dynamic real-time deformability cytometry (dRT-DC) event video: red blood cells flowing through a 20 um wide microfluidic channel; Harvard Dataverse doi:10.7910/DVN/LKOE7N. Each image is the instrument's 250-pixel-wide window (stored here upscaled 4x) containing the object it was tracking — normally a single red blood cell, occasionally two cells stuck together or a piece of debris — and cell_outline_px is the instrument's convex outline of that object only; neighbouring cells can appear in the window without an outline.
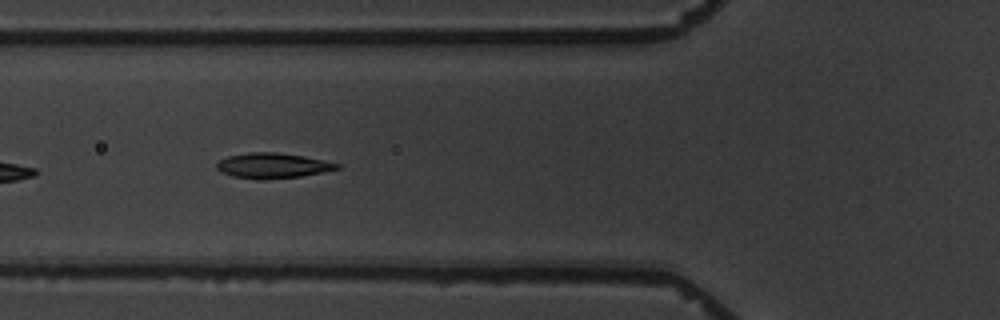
{"species": "common noctule bat (a hibernating species)", "species_latin": "Nyctalus noctula", "temperature_condition": "warm", "stored_images_in_passage": 9, "camera_frame_rate_fps": 3000, "um_per_image_px": 0.085, "animal": {"sex": "male", "body_mass_g": 19.5, "forearm_length_mm": 54.6}, "frame": {"image": 1, "passage_image": 7, "time_ms": 6.667, "image_size_px": [1000, 320], "cell_outline_px": [[340, 168], [300, 176], [264, 180], [260, 180], [232, 176], [220, 172], [216, 168], [216, 164], [220, 160], [228, 156], [248, 152], [276, 152], [304, 156], [324, 160], [340, 164]], "centroid_in_image_um": [23.13, 14.07], "position_along_channel_um": 102.7, "area_um2": 17.69}}
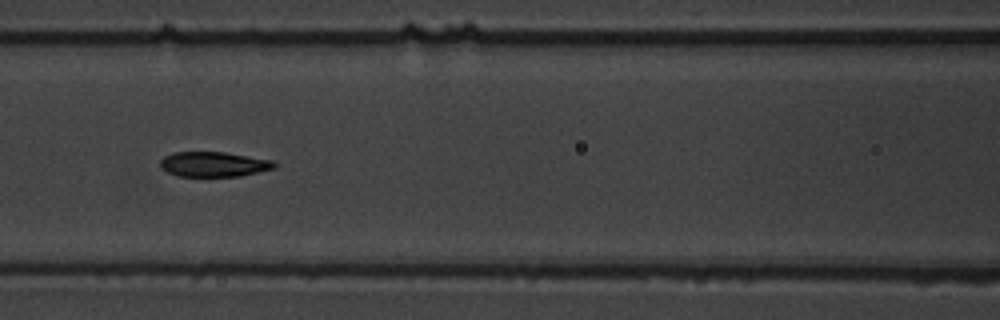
{"frame": {"image": 2, "passage_image": 8, "time_ms": 8.0, "image_size_px": [1000, 320], "cell_outline_px": [[276, 168], [240, 176], [176, 176], [160, 168], [160, 160], [164, 156], [172, 152], [224, 152], [272, 160], [276, 164]], "centroid_in_image_um": [18.14, 13.96], "position_along_channel_um": 148.5, "area_um2": 16.65}}
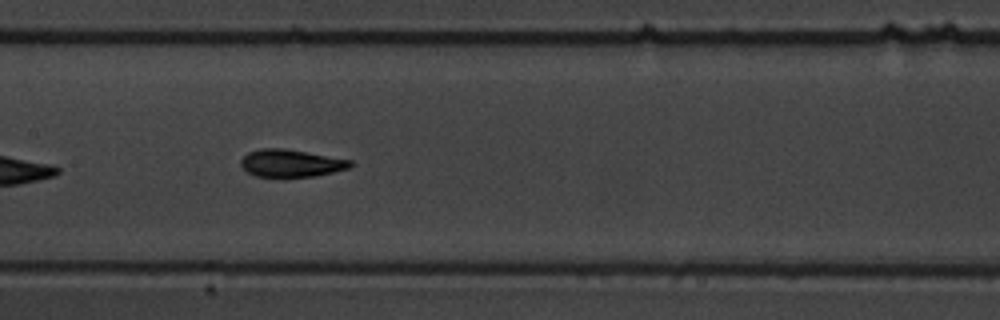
{"frame": {"image": 3, "passage_image": 9, "time_ms": 9.0, "image_size_px": [1000, 320], "cell_outline_px": [[352, 164], [348, 168], [316, 176], [256, 176], [248, 172], [240, 164], [240, 160], [248, 152], [260, 148], [284, 148], [352, 160]], "centroid_in_image_um": [24.71, 13.85], "position_along_channel_um": 182.7, "area_um2": 17.28}}